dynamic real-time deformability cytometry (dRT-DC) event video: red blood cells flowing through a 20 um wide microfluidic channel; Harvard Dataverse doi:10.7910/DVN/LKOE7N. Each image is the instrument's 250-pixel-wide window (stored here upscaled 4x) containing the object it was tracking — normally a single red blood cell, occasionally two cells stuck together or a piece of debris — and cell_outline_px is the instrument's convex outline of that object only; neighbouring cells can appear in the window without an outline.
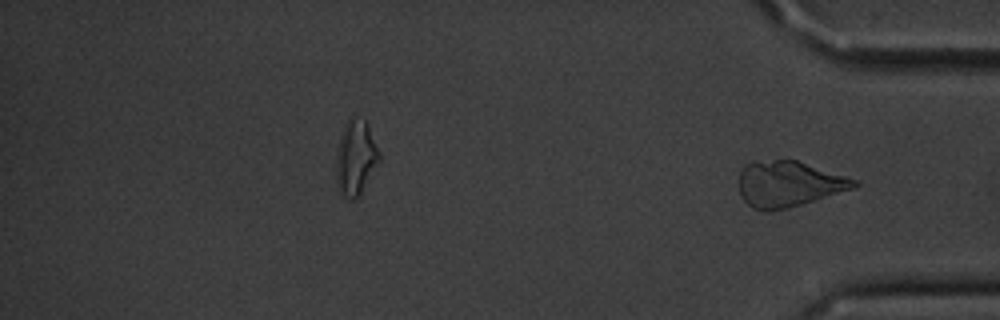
{"species": "common noctule bat (a hibernating species)", "species_latin": "Nyctalus noctula", "temperature_condition": "cold", "stored_images_in_passage": 38, "segment_of_instrument_passage": [2, 2], "camera_frame_rate_fps": 3000, "um_per_image_px": 0.085, "animal": {"sex": "male", "body_mass_g": 20.1, "forearm_length_mm": 53.5}, "frame": {"image": 1, "passage_image": 38, "time_ms": 12.333, "image_size_px": [1000, 320], "cell_outline_px": [[860, 184], [852, 188], [788, 208], [768, 212], [760, 212], [752, 208], [740, 196], [740, 172], [744, 164], [752, 160], [796, 160], [860, 180]], "centroid_in_image_um": [67.0, 15.63], "position_along_channel_um": 368.2, "area_um2": 30.87}}